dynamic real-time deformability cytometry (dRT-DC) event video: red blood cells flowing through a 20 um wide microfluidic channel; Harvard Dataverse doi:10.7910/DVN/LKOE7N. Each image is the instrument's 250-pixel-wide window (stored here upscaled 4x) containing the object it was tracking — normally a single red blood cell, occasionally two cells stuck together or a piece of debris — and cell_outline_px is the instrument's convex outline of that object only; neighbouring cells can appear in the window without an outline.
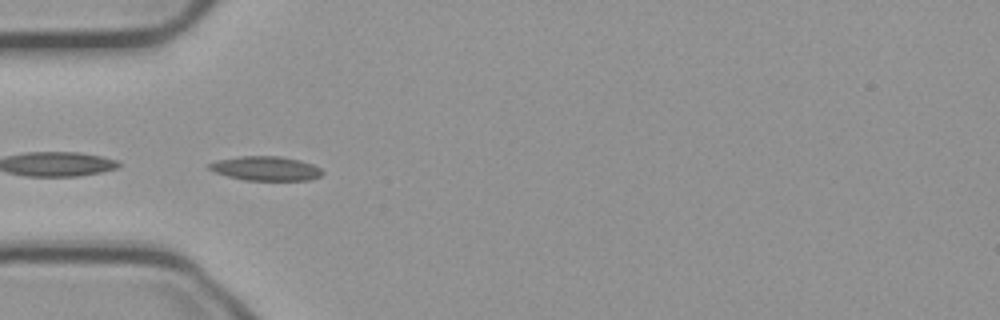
{"species": "common noctule bat (a hibernating species)", "species_latin": "Nyctalus noctula", "temperature_condition": "cold", "stored_images_in_passage": 15, "camera_frame_rate_fps": 3000, "um_per_image_px": 0.085, "animal": {"sex": "male", "body_mass_g": 23.1, "forearm_length_mm": 52.7}, "frame": {"image": 1, "passage_image": 3, "time_ms": 0.667, "image_size_px": [1000, 320], "cell_outline_px": [[324, 172], [320, 176], [308, 180], [244, 180], [228, 176], [216, 172], [208, 168], [208, 164], [216, 160], [240, 156], [280, 156], [300, 160], [312, 164], [320, 168]], "centroid_in_image_um": [22.59, 14.31], "position_along_channel_um": 62.4, "area_um2": 15.95}}
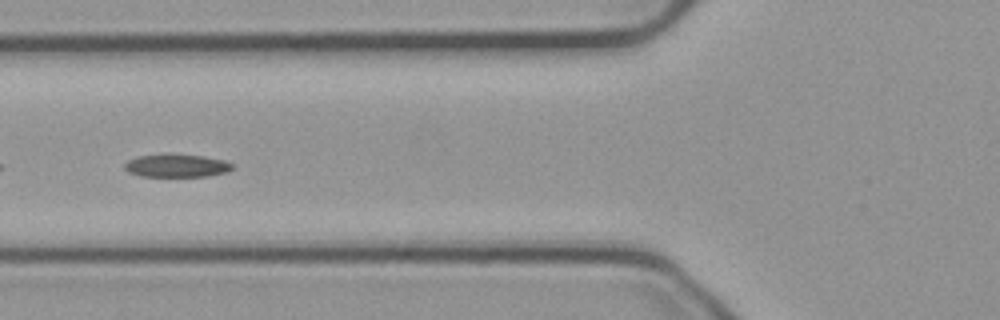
{"frame": {"image": 2, "passage_image": 7, "time_ms": 2.0, "image_size_px": [1000, 320], "cell_outline_px": [[232, 168], [228, 172], [208, 176], [140, 176], [128, 172], [124, 168], [124, 164], [128, 160], [136, 156], [164, 152], [168, 152], [204, 156], [224, 160], [232, 164]], "centroid_in_image_um": [14.97, 14.05], "position_along_channel_um": 110.8, "area_um2": 14.91}}
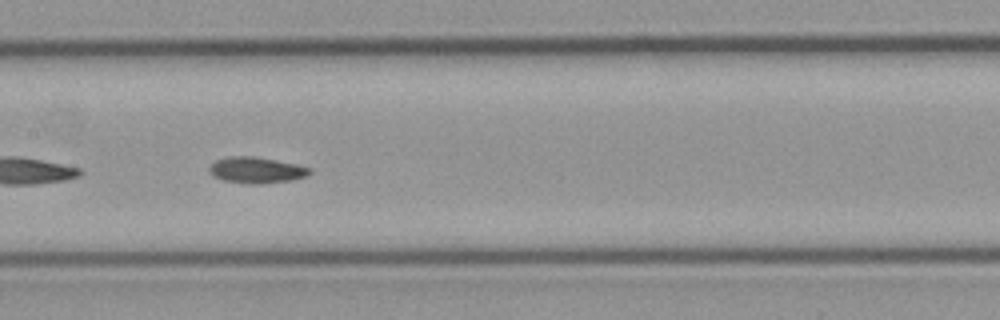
{"frame": {"image": 3, "passage_image": 13, "time_ms": 4.0, "image_size_px": [1000, 320], "cell_outline_px": [[312, 172], [308, 176], [292, 180], [260, 184], [248, 184], [224, 180], [212, 176], [208, 172], [208, 168], [216, 160], [232, 156], [252, 156], [276, 160], [296, 164], [312, 168]], "centroid_in_image_um": [21.81, 14.47], "position_along_channel_um": 185.6, "area_um2": 15.37}}